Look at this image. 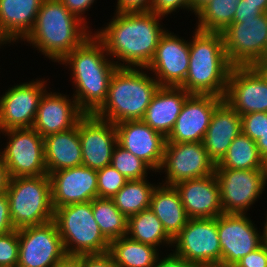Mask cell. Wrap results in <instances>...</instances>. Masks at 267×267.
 Segmentation results:
<instances>
[{
  "label": "cell",
  "mask_w": 267,
  "mask_h": 267,
  "mask_svg": "<svg viewBox=\"0 0 267 267\" xmlns=\"http://www.w3.org/2000/svg\"><path fill=\"white\" fill-rule=\"evenodd\" d=\"M160 15L154 12L117 13L108 26L94 34L106 53L121 60L118 68H146L152 60L160 38ZM113 20V21H112ZM126 62L127 65H124Z\"/></svg>",
  "instance_id": "obj_1"
},
{
  "label": "cell",
  "mask_w": 267,
  "mask_h": 267,
  "mask_svg": "<svg viewBox=\"0 0 267 267\" xmlns=\"http://www.w3.org/2000/svg\"><path fill=\"white\" fill-rule=\"evenodd\" d=\"M105 51L103 43L90 35L61 61L72 66L77 88L73 98L85 114H94L103 105L111 76L118 68V61L108 60Z\"/></svg>",
  "instance_id": "obj_2"
},
{
  "label": "cell",
  "mask_w": 267,
  "mask_h": 267,
  "mask_svg": "<svg viewBox=\"0 0 267 267\" xmlns=\"http://www.w3.org/2000/svg\"><path fill=\"white\" fill-rule=\"evenodd\" d=\"M85 27V22L60 0H43L35 25L25 39L45 56L61 62L91 35Z\"/></svg>",
  "instance_id": "obj_3"
},
{
  "label": "cell",
  "mask_w": 267,
  "mask_h": 267,
  "mask_svg": "<svg viewBox=\"0 0 267 267\" xmlns=\"http://www.w3.org/2000/svg\"><path fill=\"white\" fill-rule=\"evenodd\" d=\"M189 69L180 86L190 94H211L223 98L232 65L221 32L195 30L189 42Z\"/></svg>",
  "instance_id": "obj_4"
},
{
  "label": "cell",
  "mask_w": 267,
  "mask_h": 267,
  "mask_svg": "<svg viewBox=\"0 0 267 267\" xmlns=\"http://www.w3.org/2000/svg\"><path fill=\"white\" fill-rule=\"evenodd\" d=\"M160 85L140 68H117L112 74L108 94L95 116L113 124L142 120Z\"/></svg>",
  "instance_id": "obj_5"
},
{
  "label": "cell",
  "mask_w": 267,
  "mask_h": 267,
  "mask_svg": "<svg viewBox=\"0 0 267 267\" xmlns=\"http://www.w3.org/2000/svg\"><path fill=\"white\" fill-rule=\"evenodd\" d=\"M53 220L67 257L109 251L110 242L93 217L92 201L58 207L54 209Z\"/></svg>",
  "instance_id": "obj_6"
},
{
  "label": "cell",
  "mask_w": 267,
  "mask_h": 267,
  "mask_svg": "<svg viewBox=\"0 0 267 267\" xmlns=\"http://www.w3.org/2000/svg\"><path fill=\"white\" fill-rule=\"evenodd\" d=\"M15 229L53 220L49 175L10 178L6 191Z\"/></svg>",
  "instance_id": "obj_7"
},
{
  "label": "cell",
  "mask_w": 267,
  "mask_h": 267,
  "mask_svg": "<svg viewBox=\"0 0 267 267\" xmlns=\"http://www.w3.org/2000/svg\"><path fill=\"white\" fill-rule=\"evenodd\" d=\"M225 52L233 67H249L266 61L267 13L253 19H234L222 32Z\"/></svg>",
  "instance_id": "obj_8"
},
{
  "label": "cell",
  "mask_w": 267,
  "mask_h": 267,
  "mask_svg": "<svg viewBox=\"0 0 267 267\" xmlns=\"http://www.w3.org/2000/svg\"><path fill=\"white\" fill-rule=\"evenodd\" d=\"M1 132H6L10 139L0 153L10 178L48 174L44 138L35 129L12 128Z\"/></svg>",
  "instance_id": "obj_9"
},
{
  "label": "cell",
  "mask_w": 267,
  "mask_h": 267,
  "mask_svg": "<svg viewBox=\"0 0 267 267\" xmlns=\"http://www.w3.org/2000/svg\"><path fill=\"white\" fill-rule=\"evenodd\" d=\"M214 173L223 213L245 214L267 183L266 169L215 168Z\"/></svg>",
  "instance_id": "obj_10"
},
{
  "label": "cell",
  "mask_w": 267,
  "mask_h": 267,
  "mask_svg": "<svg viewBox=\"0 0 267 267\" xmlns=\"http://www.w3.org/2000/svg\"><path fill=\"white\" fill-rule=\"evenodd\" d=\"M18 238L17 267H54L67 257L54 220L19 228Z\"/></svg>",
  "instance_id": "obj_11"
},
{
  "label": "cell",
  "mask_w": 267,
  "mask_h": 267,
  "mask_svg": "<svg viewBox=\"0 0 267 267\" xmlns=\"http://www.w3.org/2000/svg\"><path fill=\"white\" fill-rule=\"evenodd\" d=\"M174 254L199 265L221 263V246L216 218H191L173 238Z\"/></svg>",
  "instance_id": "obj_12"
},
{
  "label": "cell",
  "mask_w": 267,
  "mask_h": 267,
  "mask_svg": "<svg viewBox=\"0 0 267 267\" xmlns=\"http://www.w3.org/2000/svg\"><path fill=\"white\" fill-rule=\"evenodd\" d=\"M167 173L164 185L175 184L214 174L215 163L208 156L203 142L165 143L162 164L159 170Z\"/></svg>",
  "instance_id": "obj_13"
},
{
  "label": "cell",
  "mask_w": 267,
  "mask_h": 267,
  "mask_svg": "<svg viewBox=\"0 0 267 267\" xmlns=\"http://www.w3.org/2000/svg\"><path fill=\"white\" fill-rule=\"evenodd\" d=\"M225 101L240 116L251 112H267V79L255 67H232Z\"/></svg>",
  "instance_id": "obj_14"
},
{
  "label": "cell",
  "mask_w": 267,
  "mask_h": 267,
  "mask_svg": "<svg viewBox=\"0 0 267 267\" xmlns=\"http://www.w3.org/2000/svg\"><path fill=\"white\" fill-rule=\"evenodd\" d=\"M217 229L221 263L230 266L263 244L262 236L246 213H222L217 217Z\"/></svg>",
  "instance_id": "obj_15"
},
{
  "label": "cell",
  "mask_w": 267,
  "mask_h": 267,
  "mask_svg": "<svg viewBox=\"0 0 267 267\" xmlns=\"http://www.w3.org/2000/svg\"><path fill=\"white\" fill-rule=\"evenodd\" d=\"M78 131L82 165L94 170L109 166L113 146L117 144L115 125L94 114H85L78 122Z\"/></svg>",
  "instance_id": "obj_16"
},
{
  "label": "cell",
  "mask_w": 267,
  "mask_h": 267,
  "mask_svg": "<svg viewBox=\"0 0 267 267\" xmlns=\"http://www.w3.org/2000/svg\"><path fill=\"white\" fill-rule=\"evenodd\" d=\"M223 98L211 94H190L166 142H203L215 108Z\"/></svg>",
  "instance_id": "obj_17"
},
{
  "label": "cell",
  "mask_w": 267,
  "mask_h": 267,
  "mask_svg": "<svg viewBox=\"0 0 267 267\" xmlns=\"http://www.w3.org/2000/svg\"><path fill=\"white\" fill-rule=\"evenodd\" d=\"M44 81L22 83L0 97V130L32 128L39 101L46 91Z\"/></svg>",
  "instance_id": "obj_18"
},
{
  "label": "cell",
  "mask_w": 267,
  "mask_h": 267,
  "mask_svg": "<svg viewBox=\"0 0 267 267\" xmlns=\"http://www.w3.org/2000/svg\"><path fill=\"white\" fill-rule=\"evenodd\" d=\"M189 57V42L166 31L145 69L155 72L160 86L180 87L188 73Z\"/></svg>",
  "instance_id": "obj_19"
},
{
  "label": "cell",
  "mask_w": 267,
  "mask_h": 267,
  "mask_svg": "<svg viewBox=\"0 0 267 267\" xmlns=\"http://www.w3.org/2000/svg\"><path fill=\"white\" fill-rule=\"evenodd\" d=\"M48 175L53 209L89 202L98 197L97 170L81 165Z\"/></svg>",
  "instance_id": "obj_20"
},
{
  "label": "cell",
  "mask_w": 267,
  "mask_h": 267,
  "mask_svg": "<svg viewBox=\"0 0 267 267\" xmlns=\"http://www.w3.org/2000/svg\"><path fill=\"white\" fill-rule=\"evenodd\" d=\"M117 143L142 159L155 172L162 164L166 138L143 120H126L114 124Z\"/></svg>",
  "instance_id": "obj_21"
},
{
  "label": "cell",
  "mask_w": 267,
  "mask_h": 267,
  "mask_svg": "<svg viewBox=\"0 0 267 267\" xmlns=\"http://www.w3.org/2000/svg\"><path fill=\"white\" fill-rule=\"evenodd\" d=\"M46 92L39 101L32 126L43 138L75 127L85 115L75 99L71 101L66 95Z\"/></svg>",
  "instance_id": "obj_22"
},
{
  "label": "cell",
  "mask_w": 267,
  "mask_h": 267,
  "mask_svg": "<svg viewBox=\"0 0 267 267\" xmlns=\"http://www.w3.org/2000/svg\"><path fill=\"white\" fill-rule=\"evenodd\" d=\"M184 209L191 218H216L223 213L215 173L184 180L174 185Z\"/></svg>",
  "instance_id": "obj_23"
},
{
  "label": "cell",
  "mask_w": 267,
  "mask_h": 267,
  "mask_svg": "<svg viewBox=\"0 0 267 267\" xmlns=\"http://www.w3.org/2000/svg\"><path fill=\"white\" fill-rule=\"evenodd\" d=\"M241 133V116L225 101L214 110L203 145L217 165L227 153L232 141Z\"/></svg>",
  "instance_id": "obj_24"
},
{
  "label": "cell",
  "mask_w": 267,
  "mask_h": 267,
  "mask_svg": "<svg viewBox=\"0 0 267 267\" xmlns=\"http://www.w3.org/2000/svg\"><path fill=\"white\" fill-rule=\"evenodd\" d=\"M189 95L190 93L182 87L160 86L142 120L167 138Z\"/></svg>",
  "instance_id": "obj_25"
},
{
  "label": "cell",
  "mask_w": 267,
  "mask_h": 267,
  "mask_svg": "<svg viewBox=\"0 0 267 267\" xmlns=\"http://www.w3.org/2000/svg\"><path fill=\"white\" fill-rule=\"evenodd\" d=\"M45 163L48 174L82 165L78 124L66 131L44 138Z\"/></svg>",
  "instance_id": "obj_26"
},
{
  "label": "cell",
  "mask_w": 267,
  "mask_h": 267,
  "mask_svg": "<svg viewBox=\"0 0 267 267\" xmlns=\"http://www.w3.org/2000/svg\"><path fill=\"white\" fill-rule=\"evenodd\" d=\"M173 239L189 221V217L174 186L158 185L151 197L150 207Z\"/></svg>",
  "instance_id": "obj_27"
},
{
  "label": "cell",
  "mask_w": 267,
  "mask_h": 267,
  "mask_svg": "<svg viewBox=\"0 0 267 267\" xmlns=\"http://www.w3.org/2000/svg\"><path fill=\"white\" fill-rule=\"evenodd\" d=\"M43 0H0V26L14 40L32 31Z\"/></svg>",
  "instance_id": "obj_28"
},
{
  "label": "cell",
  "mask_w": 267,
  "mask_h": 267,
  "mask_svg": "<svg viewBox=\"0 0 267 267\" xmlns=\"http://www.w3.org/2000/svg\"><path fill=\"white\" fill-rule=\"evenodd\" d=\"M154 246L122 236L110 242L109 253L118 267H154L158 258Z\"/></svg>",
  "instance_id": "obj_29"
},
{
  "label": "cell",
  "mask_w": 267,
  "mask_h": 267,
  "mask_svg": "<svg viewBox=\"0 0 267 267\" xmlns=\"http://www.w3.org/2000/svg\"><path fill=\"white\" fill-rule=\"evenodd\" d=\"M127 236L155 248L162 242L173 244V239L166 233L162 222L150 208L128 217Z\"/></svg>",
  "instance_id": "obj_30"
},
{
  "label": "cell",
  "mask_w": 267,
  "mask_h": 267,
  "mask_svg": "<svg viewBox=\"0 0 267 267\" xmlns=\"http://www.w3.org/2000/svg\"><path fill=\"white\" fill-rule=\"evenodd\" d=\"M215 168L265 169V160L259 153L256 142L241 132Z\"/></svg>",
  "instance_id": "obj_31"
},
{
  "label": "cell",
  "mask_w": 267,
  "mask_h": 267,
  "mask_svg": "<svg viewBox=\"0 0 267 267\" xmlns=\"http://www.w3.org/2000/svg\"><path fill=\"white\" fill-rule=\"evenodd\" d=\"M146 180V178L128 180L111 198L115 206L127 218L149 209L152 193L156 186Z\"/></svg>",
  "instance_id": "obj_32"
},
{
  "label": "cell",
  "mask_w": 267,
  "mask_h": 267,
  "mask_svg": "<svg viewBox=\"0 0 267 267\" xmlns=\"http://www.w3.org/2000/svg\"><path fill=\"white\" fill-rule=\"evenodd\" d=\"M92 211L100 231L109 242L127 235L128 218L115 206L111 198L93 199Z\"/></svg>",
  "instance_id": "obj_33"
},
{
  "label": "cell",
  "mask_w": 267,
  "mask_h": 267,
  "mask_svg": "<svg viewBox=\"0 0 267 267\" xmlns=\"http://www.w3.org/2000/svg\"><path fill=\"white\" fill-rule=\"evenodd\" d=\"M240 0H210L195 14L198 16L197 30L222 32L233 23L237 4Z\"/></svg>",
  "instance_id": "obj_34"
},
{
  "label": "cell",
  "mask_w": 267,
  "mask_h": 267,
  "mask_svg": "<svg viewBox=\"0 0 267 267\" xmlns=\"http://www.w3.org/2000/svg\"><path fill=\"white\" fill-rule=\"evenodd\" d=\"M110 165L129 180L145 178L148 168L152 170L142 159L134 156L118 143L114 146Z\"/></svg>",
  "instance_id": "obj_35"
},
{
  "label": "cell",
  "mask_w": 267,
  "mask_h": 267,
  "mask_svg": "<svg viewBox=\"0 0 267 267\" xmlns=\"http://www.w3.org/2000/svg\"><path fill=\"white\" fill-rule=\"evenodd\" d=\"M128 180L111 165L97 170L98 197L112 198Z\"/></svg>",
  "instance_id": "obj_36"
},
{
  "label": "cell",
  "mask_w": 267,
  "mask_h": 267,
  "mask_svg": "<svg viewBox=\"0 0 267 267\" xmlns=\"http://www.w3.org/2000/svg\"><path fill=\"white\" fill-rule=\"evenodd\" d=\"M19 261L18 229L0 235V267H17Z\"/></svg>",
  "instance_id": "obj_37"
},
{
  "label": "cell",
  "mask_w": 267,
  "mask_h": 267,
  "mask_svg": "<svg viewBox=\"0 0 267 267\" xmlns=\"http://www.w3.org/2000/svg\"><path fill=\"white\" fill-rule=\"evenodd\" d=\"M267 131V112H251L241 116V132L253 141Z\"/></svg>",
  "instance_id": "obj_38"
},
{
  "label": "cell",
  "mask_w": 267,
  "mask_h": 267,
  "mask_svg": "<svg viewBox=\"0 0 267 267\" xmlns=\"http://www.w3.org/2000/svg\"><path fill=\"white\" fill-rule=\"evenodd\" d=\"M79 267H118L109 252L101 254H84L75 257Z\"/></svg>",
  "instance_id": "obj_39"
},
{
  "label": "cell",
  "mask_w": 267,
  "mask_h": 267,
  "mask_svg": "<svg viewBox=\"0 0 267 267\" xmlns=\"http://www.w3.org/2000/svg\"><path fill=\"white\" fill-rule=\"evenodd\" d=\"M188 8L191 11V0H153L151 12L157 15L165 16L176 11L177 8ZM176 9V10H175Z\"/></svg>",
  "instance_id": "obj_40"
},
{
  "label": "cell",
  "mask_w": 267,
  "mask_h": 267,
  "mask_svg": "<svg viewBox=\"0 0 267 267\" xmlns=\"http://www.w3.org/2000/svg\"><path fill=\"white\" fill-rule=\"evenodd\" d=\"M234 267H267V248L262 244L242 257Z\"/></svg>",
  "instance_id": "obj_41"
},
{
  "label": "cell",
  "mask_w": 267,
  "mask_h": 267,
  "mask_svg": "<svg viewBox=\"0 0 267 267\" xmlns=\"http://www.w3.org/2000/svg\"><path fill=\"white\" fill-rule=\"evenodd\" d=\"M153 0H118L117 13L150 12Z\"/></svg>",
  "instance_id": "obj_42"
},
{
  "label": "cell",
  "mask_w": 267,
  "mask_h": 267,
  "mask_svg": "<svg viewBox=\"0 0 267 267\" xmlns=\"http://www.w3.org/2000/svg\"><path fill=\"white\" fill-rule=\"evenodd\" d=\"M15 230L10 217L9 200L6 192L0 194V235Z\"/></svg>",
  "instance_id": "obj_43"
},
{
  "label": "cell",
  "mask_w": 267,
  "mask_h": 267,
  "mask_svg": "<svg viewBox=\"0 0 267 267\" xmlns=\"http://www.w3.org/2000/svg\"><path fill=\"white\" fill-rule=\"evenodd\" d=\"M64 6L78 18H84L81 16L89 7L94 3L95 0H60Z\"/></svg>",
  "instance_id": "obj_44"
},
{
  "label": "cell",
  "mask_w": 267,
  "mask_h": 267,
  "mask_svg": "<svg viewBox=\"0 0 267 267\" xmlns=\"http://www.w3.org/2000/svg\"><path fill=\"white\" fill-rule=\"evenodd\" d=\"M263 13L257 6L242 4V0L237 4L234 19H253Z\"/></svg>",
  "instance_id": "obj_45"
},
{
  "label": "cell",
  "mask_w": 267,
  "mask_h": 267,
  "mask_svg": "<svg viewBox=\"0 0 267 267\" xmlns=\"http://www.w3.org/2000/svg\"><path fill=\"white\" fill-rule=\"evenodd\" d=\"M154 267H197V265L187 262L174 253H170V255H167V257L162 260L157 259Z\"/></svg>",
  "instance_id": "obj_46"
},
{
  "label": "cell",
  "mask_w": 267,
  "mask_h": 267,
  "mask_svg": "<svg viewBox=\"0 0 267 267\" xmlns=\"http://www.w3.org/2000/svg\"><path fill=\"white\" fill-rule=\"evenodd\" d=\"M10 176L5 163L0 155V194L7 191Z\"/></svg>",
  "instance_id": "obj_47"
},
{
  "label": "cell",
  "mask_w": 267,
  "mask_h": 267,
  "mask_svg": "<svg viewBox=\"0 0 267 267\" xmlns=\"http://www.w3.org/2000/svg\"><path fill=\"white\" fill-rule=\"evenodd\" d=\"M255 142L259 153L265 160L267 158V131Z\"/></svg>",
  "instance_id": "obj_48"
},
{
  "label": "cell",
  "mask_w": 267,
  "mask_h": 267,
  "mask_svg": "<svg viewBox=\"0 0 267 267\" xmlns=\"http://www.w3.org/2000/svg\"><path fill=\"white\" fill-rule=\"evenodd\" d=\"M242 4L257 6L263 13H267V0H242Z\"/></svg>",
  "instance_id": "obj_49"
},
{
  "label": "cell",
  "mask_w": 267,
  "mask_h": 267,
  "mask_svg": "<svg viewBox=\"0 0 267 267\" xmlns=\"http://www.w3.org/2000/svg\"><path fill=\"white\" fill-rule=\"evenodd\" d=\"M54 267H79V262L75 257H66L62 262Z\"/></svg>",
  "instance_id": "obj_50"
},
{
  "label": "cell",
  "mask_w": 267,
  "mask_h": 267,
  "mask_svg": "<svg viewBox=\"0 0 267 267\" xmlns=\"http://www.w3.org/2000/svg\"><path fill=\"white\" fill-rule=\"evenodd\" d=\"M210 0H191V11L196 13L203 5H205Z\"/></svg>",
  "instance_id": "obj_51"
},
{
  "label": "cell",
  "mask_w": 267,
  "mask_h": 267,
  "mask_svg": "<svg viewBox=\"0 0 267 267\" xmlns=\"http://www.w3.org/2000/svg\"><path fill=\"white\" fill-rule=\"evenodd\" d=\"M14 40L4 31V29L0 26V44H6L7 42L11 43Z\"/></svg>",
  "instance_id": "obj_52"
},
{
  "label": "cell",
  "mask_w": 267,
  "mask_h": 267,
  "mask_svg": "<svg viewBox=\"0 0 267 267\" xmlns=\"http://www.w3.org/2000/svg\"><path fill=\"white\" fill-rule=\"evenodd\" d=\"M267 79V61H263L255 66Z\"/></svg>",
  "instance_id": "obj_53"
},
{
  "label": "cell",
  "mask_w": 267,
  "mask_h": 267,
  "mask_svg": "<svg viewBox=\"0 0 267 267\" xmlns=\"http://www.w3.org/2000/svg\"><path fill=\"white\" fill-rule=\"evenodd\" d=\"M197 267H234L224 263H208V264H199Z\"/></svg>",
  "instance_id": "obj_54"
},
{
  "label": "cell",
  "mask_w": 267,
  "mask_h": 267,
  "mask_svg": "<svg viewBox=\"0 0 267 267\" xmlns=\"http://www.w3.org/2000/svg\"><path fill=\"white\" fill-rule=\"evenodd\" d=\"M267 220V218H266ZM263 245L267 248V221L265 223V227L263 230V236H262Z\"/></svg>",
  "instance_id": "obj_55"
},
{
  "label": "cell",
  "mask_w": 267,
  "mask_h": 267,
  "mask_svg": "<svg viewBox=\"0 0 267 267\" xmlns=\"http://www.w3.org/2000/svg\"><path fill=\"white\" fill-rule=\"evenodd\" d=\"M265 169L267 171V158L265 159Z\"/></svg>",
  "instance_id": "obj_56"
}]
</instances>
